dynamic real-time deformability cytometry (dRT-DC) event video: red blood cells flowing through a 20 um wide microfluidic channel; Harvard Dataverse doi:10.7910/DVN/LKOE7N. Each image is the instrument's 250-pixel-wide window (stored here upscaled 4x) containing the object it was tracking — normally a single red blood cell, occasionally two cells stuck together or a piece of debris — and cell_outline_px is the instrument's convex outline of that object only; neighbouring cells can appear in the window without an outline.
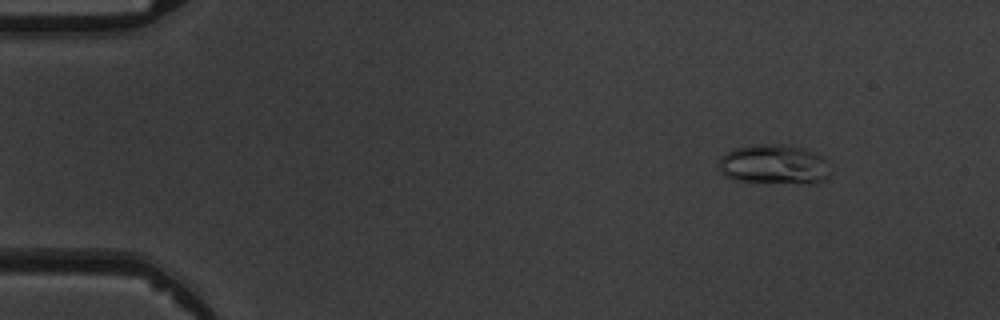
{"species": "common noctule bat (a hibernating species)", "species_latin": "Nyctalus noctula", "temperature_condition": "warm", "stored_images_in_passage": 5, "camera_frame_rate_fps": 3000, "um_per_image_px": 0.085, "animal": {"sex": "male", "body_mass_g": 19.5, "forearm_length_mm": 54.6}, "frame": {"image": 1, "passage_image": 2, "time_ms": 1.333, "image_size_px": [1000, 320], "cell_outline_px": [[828, 176], [824, 180], [816, 184], [808, 184], [740, 180], [724, 176], [720, 168], [720, 156], [736, 148], [752, 144], [788, 144], [808, 148], [820, 156], [824, 160]], "centroid_in_image_um": [65.8, 13.96], "position_along_channel_um": 19.2, "area_um2": 25.66}}